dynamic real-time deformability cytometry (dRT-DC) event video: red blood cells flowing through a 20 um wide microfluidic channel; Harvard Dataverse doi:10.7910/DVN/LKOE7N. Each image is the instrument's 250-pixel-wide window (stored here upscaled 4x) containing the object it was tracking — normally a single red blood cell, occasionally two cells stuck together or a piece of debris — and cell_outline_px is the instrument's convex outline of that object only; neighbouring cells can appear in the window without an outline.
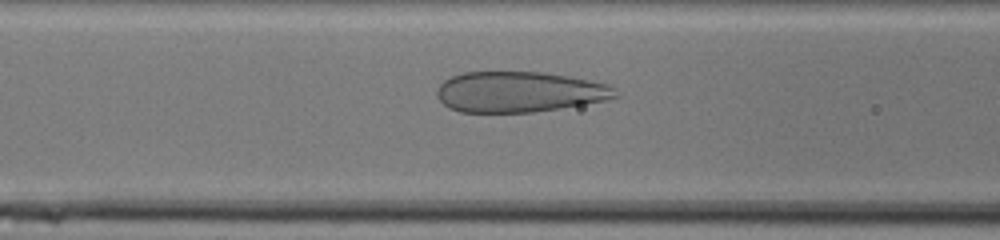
{"species": "human", "species_latin": "Homo sapiens", "temperature_condition": "cold", "stored_images_in_passage": 40, "camera_frame_rate_fps": 3000, "um_per_image_px": 0.085, "donor": {"sex": "male"}, "frame": {"image": 1, "passage_image": 19, "time_ms": 6.0, "image_size_px": [1000, 240], "cell_outline_px": [[620, 96], [604, 100], [560, 108], [532, 112], [460, 112], [448, 108], [436, 96], [436, 92], [440, 84], [444, 80], [452, 76], [464, 72], [540, 72], [568, 76], [608, 84], [616, 88]], "centroid_in_image_um": [44.12, 7.81], "position_along_channel_um": 122.5, "area_um2": 42.19}}
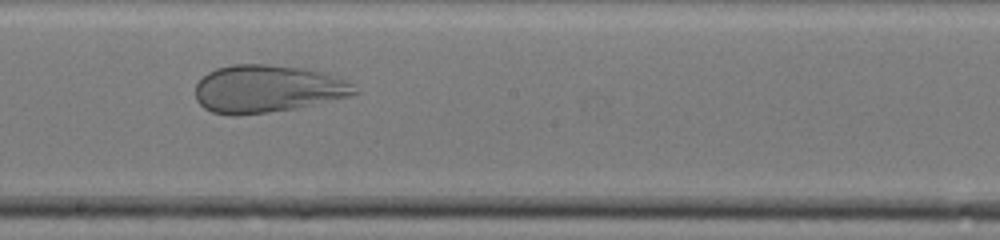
{"frame": {"image": 2, "passage_image": 27, "time_ms": 8.667, "image_size_px": [1000, 240], "cell_outline_px": [[360, 92], [352, 96], [296, 108], [268, 112], [236, 116], [232, 116], [212, 112], [204, 108], [196, 100], [196, 84], [208, 72], [216, 68], [232, 64], [268, 64], [308, 68], [336, 76], [348, 80]], "centroid_in_image_um": [22.75, 7.54], "position_along_channel_um": 225.5, "area_um2": 44.56}}
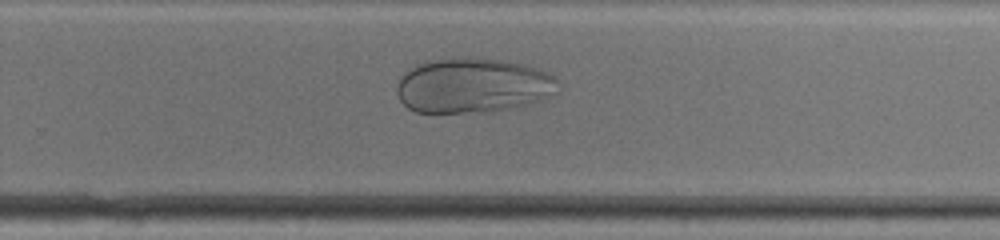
{"frame": {"image": 3, "passage_image": 32, "time_ms": 10.333, "image_size_px": [1000, 240], "cell_outline_px": [[560, 92], [540, 100], [508, 108], [488, 112], [416, 112], [408, 108], [400, 100], [396, 92], [396, 88], [400, 80], [408, 68], [416, 64], [452, 56], [468, 56], [504, 60], [524, 64], [536, 68], [552, 76], [556, 80]], "centroid_in_image_um": [40.17, 7.24], "position_along_channel_um": 289.6, "area_um2": 51.79}}